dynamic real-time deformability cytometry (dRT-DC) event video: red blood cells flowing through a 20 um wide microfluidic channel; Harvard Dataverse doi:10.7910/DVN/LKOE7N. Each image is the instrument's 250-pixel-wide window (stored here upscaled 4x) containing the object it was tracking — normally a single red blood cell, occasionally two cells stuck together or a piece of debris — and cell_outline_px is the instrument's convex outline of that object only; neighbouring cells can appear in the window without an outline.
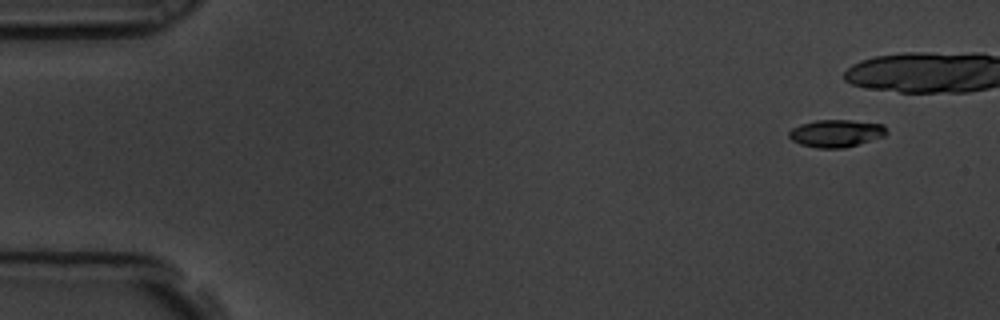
{"species": "common noctule bat (a hibernating species)", "species_latin": "Nyctalus noctula", "temperature_condition": "room temperature", "stored_images_in_passage": 6, "camera_frame_rate_fps": 3000, "um_per_image_px": 0.085, "animal": {"sex": "male", "body_mass_g": 19.5, "forearm_length_mm": 54.6}, "frame": {"image": 1, "passage_image": 1, "time_ms": 0.0, "image_size_px": [1000, 320], "cell_outline_px": [[888, 132], [884, 136], [844, 148], [816, 148], [800, 144], [792, 140], [788, 136], [788, 132], [792, 128], [800, 124], [816, 120], [852, 120], [884, 124]], "centroid_in_image_um": [71.06, 11.32], "position_along_channel_um": 13.9, "area_um2": 15.66}}